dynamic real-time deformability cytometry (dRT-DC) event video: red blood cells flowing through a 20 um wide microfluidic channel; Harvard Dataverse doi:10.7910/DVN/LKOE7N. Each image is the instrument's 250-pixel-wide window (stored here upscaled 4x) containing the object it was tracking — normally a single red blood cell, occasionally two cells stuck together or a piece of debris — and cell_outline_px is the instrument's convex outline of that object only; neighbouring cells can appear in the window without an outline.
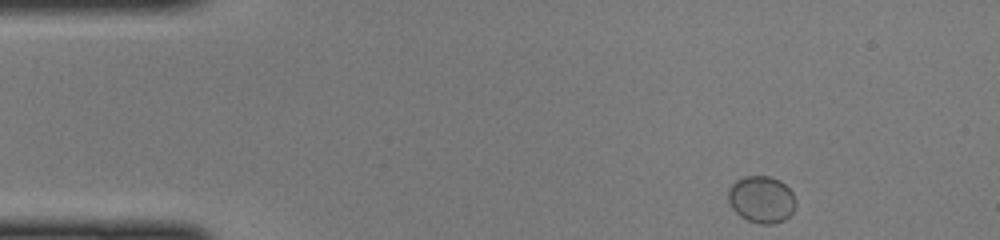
{"species": "common noctule bat (a hibernating species)", "species_latin": "Nyctalus noctula", "temperature_condition": "cold", "stored_images_in_passage": 43, "camera_frame_rate_fps": 3000, "um_per_image_px": 0.085, "animal": {"sex": "female", "body_mass_g": 22.0, "forearm_length_mm": 56.7}, "frame": {"image": 1, "passage_image": 1, "time_ms": 0.0, "image_size_px": [1000, 240], "cell_outline_px": [[796, 208], [784, 220], [772, 224], [760, 224], [748, 220], [740, 216], [732, 208], [728, 200], [728, 188], [736, 180], [744, 176], [768, 176], [780, 180], [792, 192], [796, 200]], "centroid_in_image_um": [64.73, 16.95], "position_along_channel_um": 20.3, "area_um2": 18.55}}
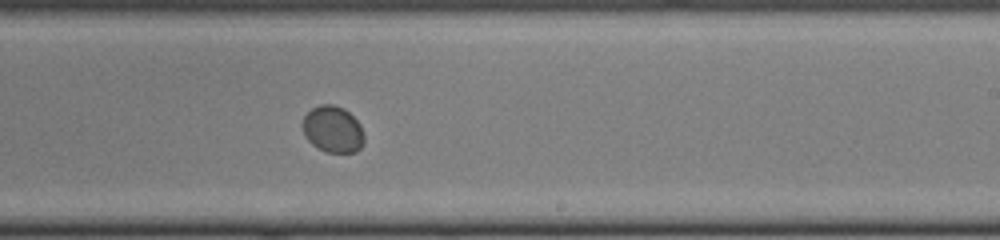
{"frame": {"image": 2, "passage_image": 24, "time_ms": 7.667, "image_size_px": [1000, 240], "cell_outline_px": [[364, 144], [356, 152], [324, 152], [316, 148], [304, 136], [300, 124], [304, 116], [312, 108], [320, 104], [332, 104], [344, 108], [360, 124], [364, 136]], "centroid_in_image_um": [28.26, 11.0], "position_along_channel_um": 260.7, "area_um2": 16.99}}
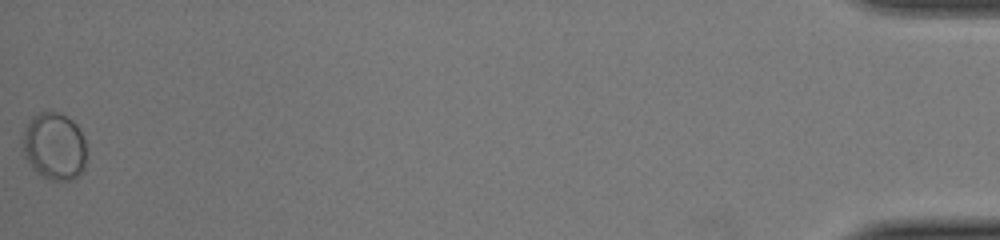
{"frame": {"image": 3, "passage_image": 43, "time_ms": 14.0, "image_size_px": [1000, 240], "cell_outline_px": [[88, 152], [84, 172], [72, 180], [48, 180], [36, 172], [32, 168], [24, 156], [20, 144], [24, 132], [32, 116], [40, 112], [56, 112], [72, 120], [80, 128], [84, 136]], "centroid_in_image_um": [4.65, 12.47], "position_along_channel_um": 430.6, "area_um2": 25.78}}